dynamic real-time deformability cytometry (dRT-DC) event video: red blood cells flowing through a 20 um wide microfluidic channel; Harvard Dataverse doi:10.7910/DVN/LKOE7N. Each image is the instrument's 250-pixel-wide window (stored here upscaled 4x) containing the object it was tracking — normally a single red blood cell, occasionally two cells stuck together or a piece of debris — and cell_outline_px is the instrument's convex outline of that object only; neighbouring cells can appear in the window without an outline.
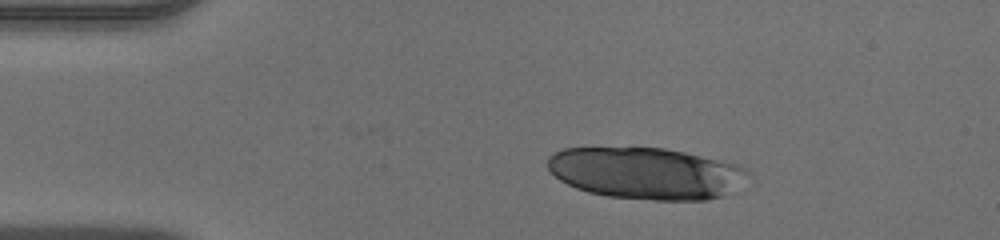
{"species": "human", "species_latin": "Homo sapiens", "temperature_condition": "warm", "stored_images_in_passage": 39, "camera_frame_rate_fps": 3000, "um_per_image_px": 0.085, "donor": {"sex": "male"}, "frame": {"image": 1, "passage_image": 1, "time_ms": 0.0, "image_size_px": [1000, 240], "cell_outline_px": [[752, 176], [736, 192], [724, 196], [708, 200], [656, 200], [608, 196], [588, 192], [576, 188], [560, 180], [548, 168], [548, 156], [564, 148], [664, 148], [724, 160], [740, 164], [752, 172]], "centroid_in_image_um": [55.06, 14.73], "position_along_channel_um": 29.9, "area_um2": 61.09}}
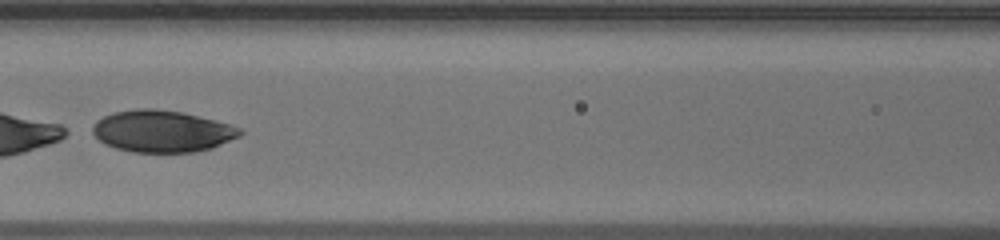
{"frame": {"image": 2, "passage_image": 14, "time_ms": 4.333, "image_size_px": [1000, 240], "cell_outline_px": [[244, 132], [240, 136], [212, 148], [196, 152], [132, 152], [116, 148], [104, 144], [92, 132], [92, 124], [96, 120], [112, 112], [136, 108], [152, 108], [180, 112], [228, 124], [240, 128]], "centroid_in_image_um": [13.74, 11.16], "position_along_channel_um": 152.9, "area_um2": 35.84}}